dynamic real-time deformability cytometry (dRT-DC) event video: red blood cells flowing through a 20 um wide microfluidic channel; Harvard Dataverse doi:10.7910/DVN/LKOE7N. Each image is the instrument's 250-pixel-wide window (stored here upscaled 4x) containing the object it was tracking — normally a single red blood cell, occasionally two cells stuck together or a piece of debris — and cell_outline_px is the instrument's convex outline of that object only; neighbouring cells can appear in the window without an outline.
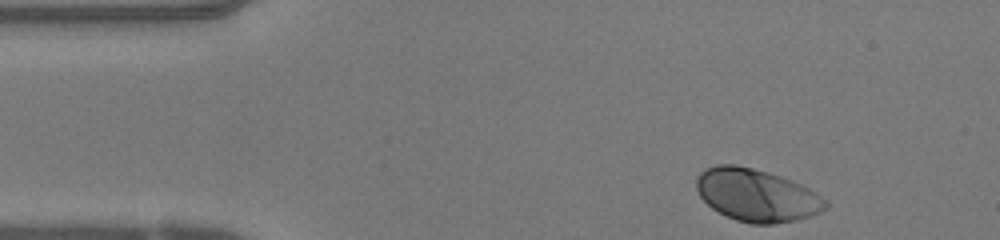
{"species": "human", "species_latin": "Homo sapiens", "temperature_condition": "warm", "stored_images_in_passage": 34, "camera_frame_rate_fps": 3000, "um_per_image_px": 0.085, "donor": {"sex": "female"}, "frame": {"image": 1, "passage_image": 1, "time_ms": 0.0, "image_size_px": [1000, 240], "cell_outline_px": [[828, 208], [812, 216], [796, 220], [772, 224], [752, 224], [736, 220], [712, 208], [700, 196], [696, 188], [696, 176], [700, 172], [716, 164], [736, 164], [768, 172], [780, 176], [800, 184], [808, 188], [828, 200]], "centroid_in_image_um": [64.33, 16.59], "position_along_channel_um": 20.7, "area_um2": 39.54}}
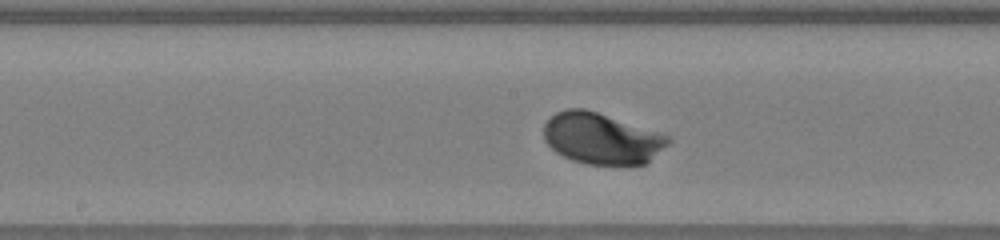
{"frame": {"image": 2, "passage_image": 19, "time_ms": 6.0, "image_size_px": [1000, 240], "cell_outline_px": [[672, 140], [668, 144], [644, 164], [588, 164], [572, 160], [556, 152], [544, 140], [544, 124], [556, 112], [564, 108], [584, 108], [664, 132], [672, 136]], "centroid_in_image_um": [51.17, 11.74], "position_along_channel_um": 197.0, "area_um2": 37.28}}
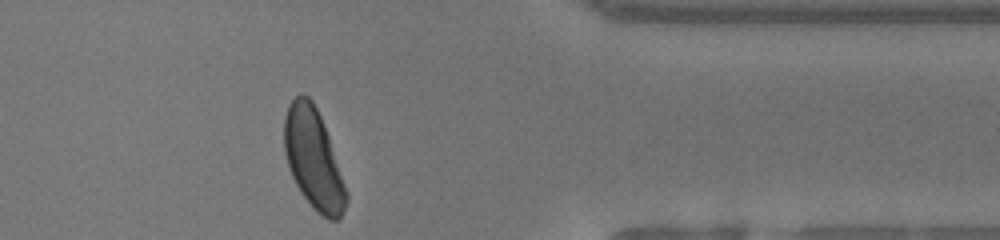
{"frame": {"image": 3, "passage_image": 34, "time_ms": 11.0, "image_size_px": [1000, 240], "cell_outline_px": [[348, 200], [340, 220], [328, 220], [316, 212], [312, 208], [300, 192], [292, 176], [284, 152], [284, 116], [288, 104], [300, 92], [304, 92], [312, 100], [320, 116], [328, 136], [348, 192]], "centroid_in_image_um": [26.64, 13.53], "position_along_channel_um": 384.8, "area_um2": 36.36}, "authors_computed_cell_mechanics": {"area_um2": 36.414, "velocity_mm_per_s": 4.1554, "shape_relaxation_time_tau1_ms": 1.1461, "shape_relaxation_time_tau2_ms": null, "deformation_change_tau1": 0.1261, "deformation_change_tau2": null}}